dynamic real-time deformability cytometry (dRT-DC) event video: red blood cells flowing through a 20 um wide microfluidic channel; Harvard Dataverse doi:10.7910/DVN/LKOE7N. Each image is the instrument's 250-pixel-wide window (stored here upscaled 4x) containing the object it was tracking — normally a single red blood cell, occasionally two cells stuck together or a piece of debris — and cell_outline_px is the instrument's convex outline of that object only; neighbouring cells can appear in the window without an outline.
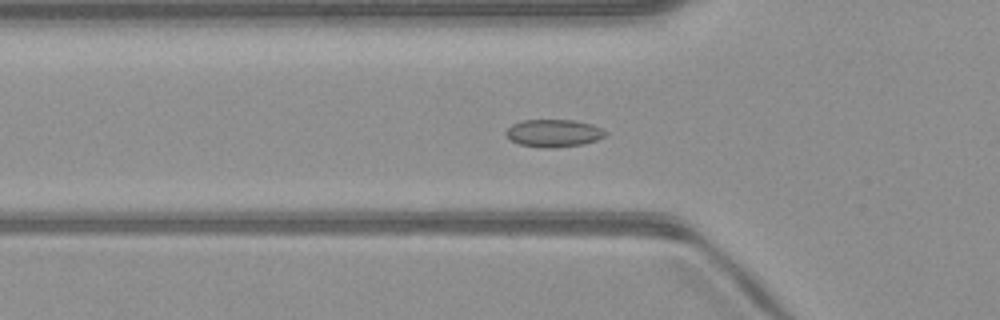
{"species": "common noctule bat (a hibernating species)", "species_latin": "Nyctalus noctula", "temperature_condition": "warm", "stored_images_in_passage": 50, "camera_frame_rate_fps": 3000, "um_per_image_px": 0.085, "animal": {"sex": "male", "body_mass_g": 23.1, "forearm_length_mm": 52.7}, "frame": {"image": 1, "passage_image": 16, "time_ms": 5.0, "image_size_px": [1000, 320], "cell_outline_px": [[608, 132], [604, 136], [596, 140], [584, 144], [552, 148], [544, 148], [520, 144], [512, 140], [504, 132], [512, 124], [524, 120], [572, 120], [592, 124]], "centroid_in_image_um": [47.07, 11.32], "position_along_channel_um": 78.7, "area_um2": 15.84}}
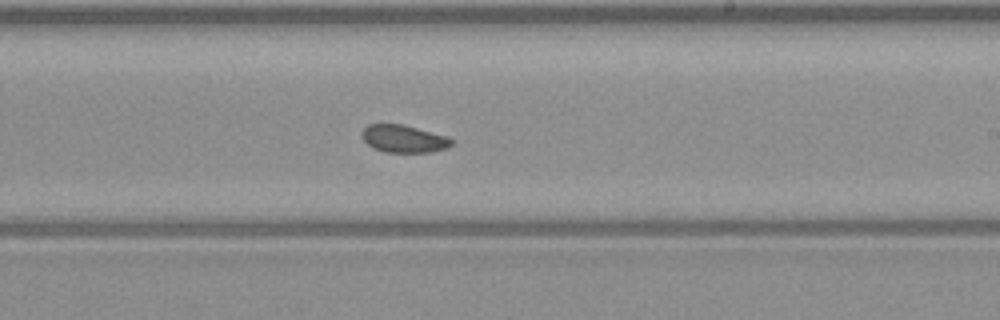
{"frame": {"image": 2, "passage_image": 29, "time_ms": 9.333, "image_size_px": [1000, 320], "cell_outline_px": [[456, 140], [448, 148], [432, 152], [384, 152], [372, 148], [364, 140], [364, 128], [368, 124], [400, 124], [448, 136]], "centroid_in_image_um": [34.38, 11.81], "position_along_channel_um": 254.6, "area_um2": 14.33}}
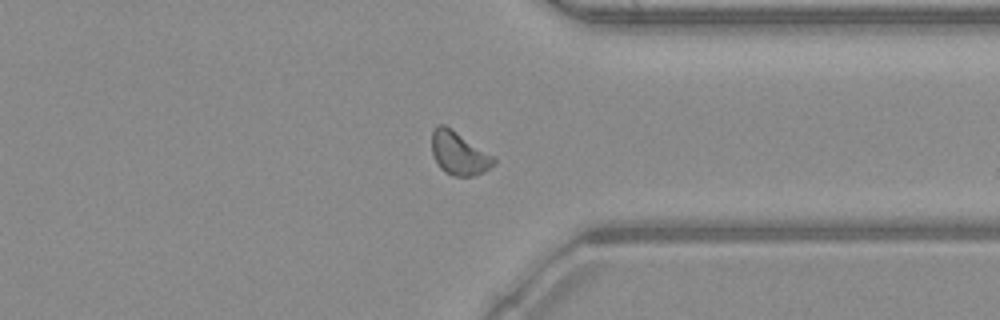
{"frame": {"image": 3, "passage_image": 38, "time_ms": 12.333, "image_size_px": [1000, 320], "cell_outline_px": [[496, 164], [484, 172], [472, 176], [452, 176], [444, 172], [440, 168], [432, 156], [432, 132], [436, 124], [444, 124], [496, 156]], "centroid_in_image_um": [39.03, 13.04], "position_along_channel_um": 372.4, "area_um2": 15.95}, "authors_computed_cell_mechanics": {"area_um2": 15.4037, "velocity_mm_per_s": 4.0437, "shape_relaxation_time_tau1_ms": null, "shape_relaxation_time_tau2_ms": 1.9792, "deformation_change_tau1": null, "deformation_change_tau2": 0.0585}}